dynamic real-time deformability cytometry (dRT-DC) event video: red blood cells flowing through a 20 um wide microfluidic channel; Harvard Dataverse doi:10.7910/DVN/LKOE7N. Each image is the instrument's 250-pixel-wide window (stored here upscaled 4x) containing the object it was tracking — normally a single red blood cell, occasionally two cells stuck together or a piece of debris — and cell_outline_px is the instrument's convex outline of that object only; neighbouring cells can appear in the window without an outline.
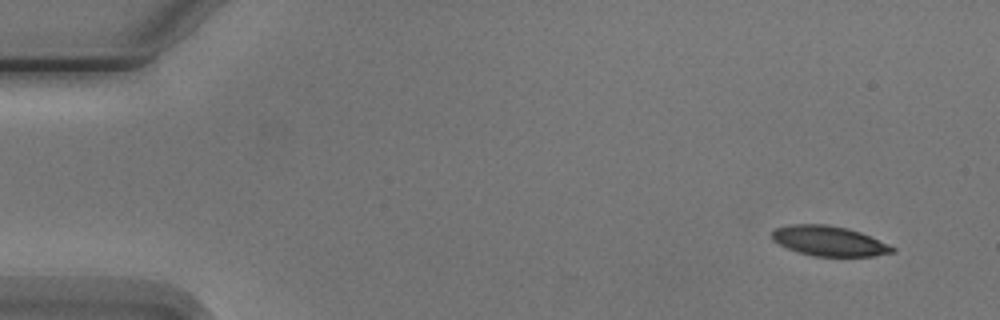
{"species": "Egyptian fruit bat (a non-hibernating species)", "species_latin": "Rousettus aegyptiacus", "temperature_condition": "cold", "stored_images_in_passage": 2, "camera_frame_rate_fps": 3000, "um_per_image_px": 0.085, "animal": {"sex": "male"}, "frame": {"image": 1, "passage_image": 2, "time_ms": 1.333, "image_size_px": [1000, 320], "cell_outline_px": [[896, 252], [876, 256], [812, 256], [796, 252], [772, 240], [772, 232], [776, 228], [792, 224], [824, 224], [848, 228], [860, 232], [888, 244], [896, 248]], "centroid_in_image_um": [70.48, 20.49], "position_along_channel_um": 14.5, "area_um2": 21.04}}